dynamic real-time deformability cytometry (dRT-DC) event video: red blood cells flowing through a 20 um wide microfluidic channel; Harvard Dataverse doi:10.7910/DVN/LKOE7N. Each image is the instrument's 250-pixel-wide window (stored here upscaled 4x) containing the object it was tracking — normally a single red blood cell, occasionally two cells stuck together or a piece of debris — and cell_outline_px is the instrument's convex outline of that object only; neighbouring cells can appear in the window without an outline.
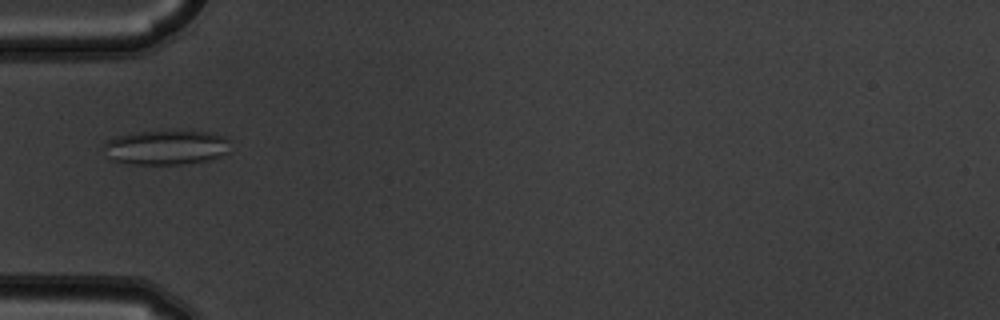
{"species": "common noctule bat (a hibernating species)", "species_latin": "Nyctalus noctula", "temperature_condition": "warm", "stored_images_in_passage": 9, "camera_frame_rate_fps": 3000, "um_per_image_px": 0.085, "animal": {"sex": "male", "body_mass_g": 19.5, "forearm_length_mm": 54.6}, "frame": {"image": 1, "passage_image": 3, "time_ms": 0.667, "image_size_px": [1000, 320], "cell_outline_px": [[228, 152], [220, 156], [208, 160], [184, 164], [128, 164], [112, 160], [104, 144], [108, 140], [116, 136], [136, 132], [176, 128], [208, 132], [228, 136]], "centroid_in_image_um": [14.18, 12.48], "position_along_channel_um": 70.8, "area_um2": 26.13}}
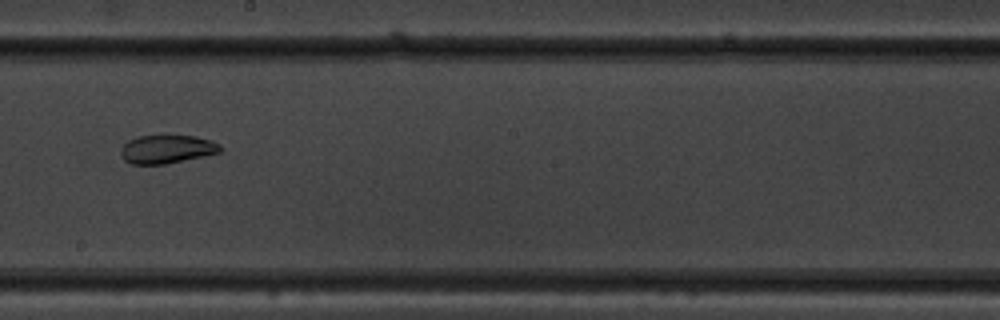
{"frame": {"image": 2, "passage_image": 7, "time_ms": 2.0, "image_size_px": [1000, 320], "cell_outline_px": [[224, 148], [220, 152], [204, 156], [164, 164], [132, 164], [124, 160], [120, 156], [120, 148], [128, 140], [136, 136], [196, 136], [212, 140], [220, 144]], "centroid_in_image_um": [14.18, 12.68], "position_along_channel_um": 234.0, "area_um2": 16.59}}
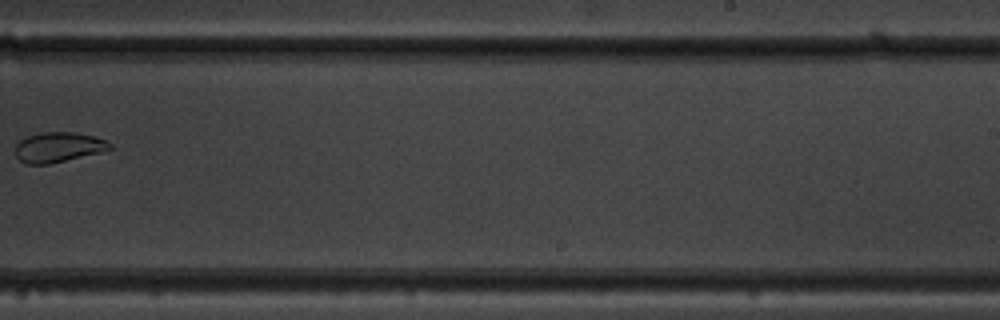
{"frame": {"image": 3, "passage_image": 8, "time_ms": 2.333, "image_size_px": [1000, 320], "cell_outline_px": [[112, 148], [100, 152], [48, 164], [24, 164], [16, 156], [16, 144], [20, 140], [28, 136], [44, 132], [76, 132], [92, 136], [104, 140], [112, 144]], "centroid_in_image_um": [4.93, 12.51], "position_along_channel_um": 284.1, "area_um2": 16.3}}